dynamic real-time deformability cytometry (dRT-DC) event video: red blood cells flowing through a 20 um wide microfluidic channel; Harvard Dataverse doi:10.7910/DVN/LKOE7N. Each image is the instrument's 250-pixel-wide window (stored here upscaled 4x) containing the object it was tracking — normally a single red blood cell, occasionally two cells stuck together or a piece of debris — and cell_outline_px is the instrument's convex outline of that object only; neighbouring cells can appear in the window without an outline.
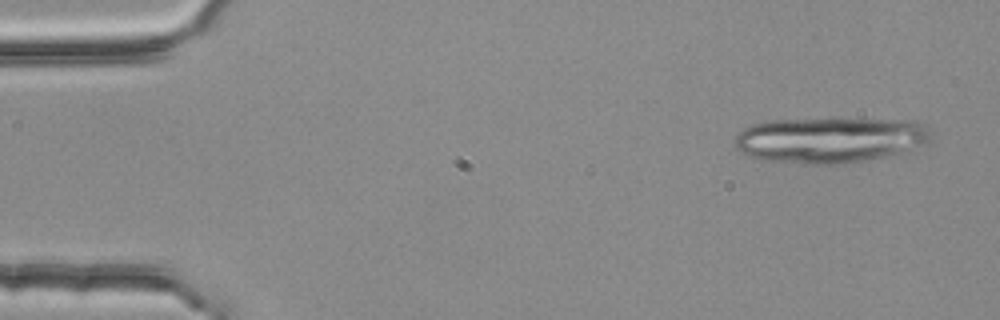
{"species": "common noctule bat (a hibernating species)", "species_latin": "Nyctalus noctula", "temperature_condition": "room temperature", "stored_images_in_passage": 4, "camera_frame_rate_fps": 3000, "um_per_image_px": 0.085, "animal": {"sex": "female", "body_mass_g": 25.1}, "frame": {"image": 1, "passage_image": 1, "time_ms": 0.0, "image_size_px": [1000, 320], "cell_outline_px": [[932, 136], [928, 144], [900, 156], [844, 164], [812, 164], [764, 160], [740, 152], [736, 148], [732, 140], [744, 128], [768, 120], [916, 120], [928, 124]], "centroid_in_image_um": [70.7, 11.92], "position_along_channel_um": 14.3, "area_um2": 53.0}}